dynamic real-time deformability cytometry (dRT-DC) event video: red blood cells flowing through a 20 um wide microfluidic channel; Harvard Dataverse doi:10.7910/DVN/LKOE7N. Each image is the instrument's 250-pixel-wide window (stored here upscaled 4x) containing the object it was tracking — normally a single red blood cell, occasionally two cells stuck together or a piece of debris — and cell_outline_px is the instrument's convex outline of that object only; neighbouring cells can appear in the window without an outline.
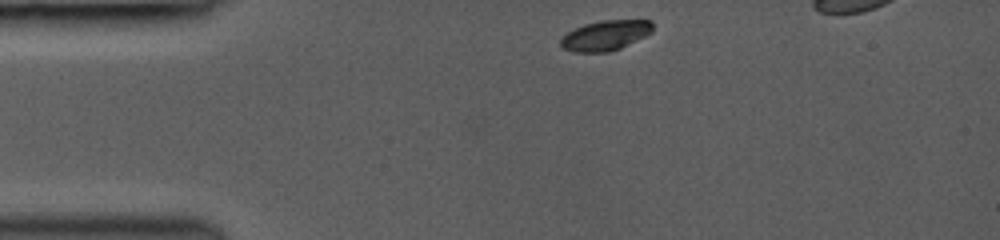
{"species": "common noctule bat (a hibernating species)", "species_latin": "Nyctalus noctula", "temperature_condition": "room temperature", "stored_images_in_passage": 13, "camera_frame_rate_fps": 3000, "um_per_image_px": 0.085, "animal": {"sex": "female", "body_mass_g": 19.0, "forearm_length_mm": 53.3}, "frame": {"image": 1, "passage_image": 1, "time_ms": 0.0, "image_size_px": [1000, 240], "cell_outline_px": [[652, 32], [620, 48], [608, 52], [576, 52], [564, 48], [560, 44], [560, 36], [584, 24], [600, 20], [652, 20]], "centroid_in_image_um": [51.44, 3.0], "position_along_channel_um": 33.6, "area_um2": 16.01}}